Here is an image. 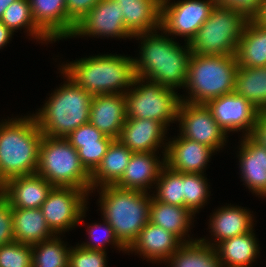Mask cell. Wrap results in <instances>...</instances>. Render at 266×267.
<instances>
[{
    "instance_id": "cell-1",
    "label": "cell",
    "mask_w": 266,
    "mask_h": 267,
    "mask_svg": "<svg viewBox=\"0 0 266 267\" xmlns=\"http://www.w3.org/2000/svg\"><path fill=\"white\" fill-rule=\"evenodd\" d=\"M156 31L135 34L141 41L140 57L133 58L135 77L157 82L172 89L185 88L189 60L192 55L189 43L184 47L167 33ZM157 33V34H156Z\"/></svg>"
},
{
    "instance_id": "cell-2",
    "label": "cell",
    "mask_w": 266,
    "mask_h": 267,
    "mask_svg": "<svg viewBox=\"0 0 266 267\" xmlns=\"http://www.w3.org/2000/svg\"><path fill=\"white\" fill-rule=\"evenodd\" d=\"M66 78L41 109L32 114L44 136L66 138L81 125L89 123L93 95L82 89L61 68Z\"/></svg>"
},
{
    "instance_id": "cell-3",
    "label": "cell",
    "mask_w": 266,
    "mask_h": 267,
    "mask_svg": "<svg viewBox=\"0 0 266 267\" xmlns=\"http://www.w3.org/2000/svg\"><path fill=\"white\" fill-rule=\"evenodd\" d=\"M61 69L92 95L125 94L135 78L133 58L117 54L81 58Z\"/></svg>"
},
{
    "instance_id": "cell-4",
    "label": "cell",
    "mask_w": 266,
    "mask_h": 267,
    "mask_svg": "<svg viewBox=\"0 0 266 267\" xmlns=\"http://www.w3.org/2000/svg\"><path fill=\"white\" fill-rule=\"evenodd\" d=\"M42 138L33 115L0 122V173L6 181L36 173Z\"/></svg>"
},
{
    "instance_id": "cell-5",
    "label": "cell",
    "mask_w": 266,
    "mask_h": 267,
    "mask_svg": "<svg viewBox=\"0 0 266 267\" xmlns=\"http://www.w3.org/2000/svg\"><path fill=\"white\" fill-rule=\"evenodd\" d=\"M99 205L103 218L113 228L119 242L128 249L149 222L152 196L148 192L101 186Z\"/></svg>"
},
{
    "instance_id": "cell-6",
    "label": "cell",
    "mask_w": 266,
    "mask_h": 267,
    "mask_svg": "<svg viewBox=\"0 0 266 267\" xmlns=\"http://www.w3.org/2000/svg\"><path fill=\"white\" fill-rule=\"evenodd\" d=\"M237 68L236 55L192 54L185 85L190 95L181 96V101L205 104L213 98L234 92Z\"/></svg>"
},
{
    "instance_id": "cell-7",
    "label": "cell",
    "mask_w": 266,
    "mask_h": 267,
    "mask_svg": "<svg viewBox=\"0 0 266 267\" xmlns=\"http://www.w3.org/2000/svg\"><path fill=\"white\" fill-rule=\"evenodd\" d=\"M36 173L53 186L79 188L91 194L90 173L66 138L43 135Z\"/></svg>"
},
{
    "instance_id": "cell-8",
    "label": "cell",
    "mask_w": 266,
    "mask_h": 267,
    "mask_svg": "<svg viewBox=\"0 0 266 267\" xmlns=\"http://www.w3.org/2000/svg\"><path fill=\"white\" fill-rule=\"evenodd\" d=\"M145 81L144 78L135 77L131 88L125 93L126 119L156 120L167 128L176 121L181 95H177L175 89Z\"/></svg>"
},
{
    "instance_id": "cell-9",
    "label": "cell",
    "mask_w": 266,
    "mask_h": 267,
    "mask_svg": "<svg viewBox=\"0 0 266 267\" xmlns=\"http://www.w3.org/2000/svg\"><path fill=\"white\" fill-rule=\"evenodd\" d=\"M246 20L229 8H213L209 18L190 40L192 54L236 55Z\"/></svg>"
},
{
    "instance_id": "cell-10",
    "label": "cell",
    "mask_w": 266,
    "mask_h": 267,
    "mask_svg": "<svg viewBox=\"0 0 266 267\" xmlns=\"http://www.w3.org/2000/svg\"><path fill=\"white\" fill-rule=\"evenodd\" d=\"M88 195L79 188L53 186L40 209L55 235H61L83 222Z\"/></svg>"
},
{
    "instance_id": "cell-11",
    "label": "cell",
    "mask_w": 266,
    "mask_h": 267,
    "mask_svg": "<svg viewBox=\"0 0 266 267\" xmlns=\"http://www.w3.org/2000/svg\"><path fill=\"white\" fill-rule=\"evenodd\" d=\"M213 8L212 0H161L160 29L170 36L186 37L184 41L189 43Z\"/></svg>"
},
{
    "instance_id": "cell-12",
    "label": "cell",
    "mask_w": 266,
    "mask_h": 267,
    "mask_svg": "<svg viewBox=\"0 0 266 267\" xmlns=\"http://www.w3.org/2000/svg\"><path fill=\"white\" fill-rule=\"evenodd\" d=\"M176 121L180 122L179 135L211 147L216 153L227 141V134L215 121L205 104L181 101Z\"/></svg>"
},
{
    "instance_id": "cell-13",
    "label": "cell",
    "mask_w": 266,
    "mask_h": 267,
    "mask_svg": "<svg viewBox=\"0 0 266 267\" xmlns=\"http://www.w3.org/2000/svg\"><path fill=\"white\" fill-rule=\"evenodd\" d=\"M213 118L227 134L242 130L243 136L252 134L260 110L235 91L205 103Z\"/></svg>"
},
{
    "instance_id": "cell-14",
    "label": "cell",
    "mask_w": 266,
    "mask_h": 267,
    "mask_svg": "<svg viewBox=\"0 0 266 267\" xmlns=\"http://www.w3.org/2000/svg\"><path fill=\"white\" fill-rule=\"evenodd\" d=\"M123 11L114 0H100L75 26L70 36L133 38L125 28Z\"/></svg>"
},
{
    "instance_id": "cell-15",
    "label": "cell",
    "mask_w": 266,
    "mask_h": 267,
    "mask_svg": "<svg viewBox=\"0 0 266 267\" xmlns=\"http://www.w3.org/2000/svg\"><path fill=\"white\" fill-rule=\"evenodd\" d=\"M167 128L160 122L150 119H126L118 140L133 153L158 152L162 148L165 157ZM162 144V145H161Z\"/></svg>"
},
{
    "instance_id": "cell-16",
    "label": "cell",
    "mask_w": 266,
    "mask_h": 267,
    "mask_svg": "<svg viewBox=\"0 0 266 267\" xmlns=\"http://www.w3.org/2000/svg\"><path fill=\"white\" fill-rule=\"evenodd\" d=\"M167 142L165 165L182 173L204 174V169L216 151L181 135Z\"/></svg>"
},
{
    "instance_id": "cell-17",
    "label": "cell",
    "mask_w": 266,
    "mask_h": 267,
    "mask_svg": "<svg viewBox=\"0 0 266 267\" xmlns=\"http://www.w3.org/2000/svg\"><path fill=\"white\" fill-rule=\"evenodd\" d=\"M126 121L125 94L93 95L89 123L104 135L118 139Z\"/></svg>"
},
{
    "instance_id": "cell-18",
    "label": "cell",
    "mask_w": 266,
    "mask_h": 267,
    "mask_svg": "<svg viewBox=\"0 0 266 267\" xmlns=\"http://www.w3.org/2000/svg\"><path fill=\"white\" fill-rule=\"evenodd\" d=\"M183 244V242L171 232L166 231L151 222H148L138 234L136 240L127 249V252H135L143 258L154 262H165ZM130 251V252H129Z\"/></svg>"
},
{
    "instance_id": "cell-19",
    "label": "cell",
    "mask_w": 266,
    "mask_h": 267,
    "mask_svg": "<svg viewBox=\"0 0 266 267\" xmlns=\"http://www.w3.org/2000/svg\"><path fill=\"white\" fill-rule=\"evenodd\" d=\"M52 188L44 177L34 173L8 179L2 196L12 208L36 209L42 206Z\"/></svg>"
},
{
    "instance_id": "cell-20",
    "label": "cell",
    "mask_w": 266,
    "mask_h": 267,
    "mask_svg": "<svg viewBox=\"0 0 266 267\" xmlns=\"http://www.w3.org/2000/svg\"><path fill=\"white\" fill-rule=\"evenodd\" d=\"M239 146L240 176L244 185L259 197H266V148L250 135L242 136Z\"/></svg>"
},
{
    "instance_id": "cell-21",
    "label": "cell",
    "mask_w": 266,
    "mask_h": 267,
    "mask_svg": "<svg viewBox=\"0 0 266 267\" xmlns=\"http://www.w3.org/2000/svg\"><path fill=\"white\" fill-rule=\"evenodd\" d=\"M212 215L209 221V229H211L212 237L215 238H213L215 243H211L205 238H200V240L213 247L225 239L253 230L254 219L249 209L228 204V206L218 208Z\"/></svg>"
},
{
    "instance_id": "cell-22",
    "label": "cell",
    "mask_w": 266,
    "mask_h": 267,
    "mask_svg": "<svg viewBox=\"0 0 266 267\" xmlns=\"http://www.w3.org/2000/svg\"><path fill=\"white\" fill-rule=\"evenodd\" d=\"M155 153H133L123 176L115 185L123 189L148 192L156 184L165 165V158L160 161Z\"/></svg>"
},
{
    "instance_id": "cell-23",
    "label": "cell",
    "mask_w": 266,
    "mask_h": 267,
    "mask_svg": "<svg viewBox=\"0 0 266 267\" xmlns=\"http://www.w3.org/2000/svg\"><path fill=\"white\" fill-rule=\"evenodd\" d=\"M123 11L125 28L134 36L160 30L161 0H114Z\"/></svg>"
},
{
    "instance_id": "cell-24",
    "label": "cell",
    "mask_w": 266,
    "mask_h": 267,
    "mask_svg": "<svg viewBox=\"0 0 266 267\" xmlns=\"http://www.w3.org/2000/svg\"><path fill=\"white\" fill-rule=\"evenodd\" d=\"M36 25L52 40L67 39L66 0H29Z\"/></svg>"
},
{
    "instance_id": "cell-25",
    "label": "cell",
    "mask_w": 266,
    "mask_h": 267,
    "mask_svg": "<svg viewBox=\"0 0 266 267\" xmlns=\"http://www.w3.org/2000/svg\"><path fill=\"white\" fill-rule=\"evenodd\" d=\"M132 154L118 139H114L101 163L90 174L91 192L101 186L115 185L123 176Z\"/></svg>"
},
{
    "instance_id": "cell-26",
    "label": "cell",
    "mask_w": 266,
    "mask_h": 267,
    "mask_svg": "<svg viewBox=\"0 0 266 267\" xmlns=\"http://www.w3.org/2000/svg\"><path fill=\"white\" fill-rule=\"evenodd\" d=\"M193 216L195 217L186 207L162 203L152 196L149 222L175 234L183 243L194 241L185 238L193 224Z\"/></svg>"
},
{
    "instance_id": "cell-27",
    "label": "cell",
    "mask_w": 266,
    "mask_h": 267,
    "mask_svg": "<svg viewBox=\"0 0 266 267\" xmlns=\"http://www.w3.org/2000/svg\"><path fill=\"white\" fill-rule=\"evenodd\" d=\"M14 241L33 245L52 238L55 234L47 226L40 208H12Z\"/></svg>"
},
{
    "instance_id": "cell-28",
    "label": "cell",
    "mask_w": 266,
    "mask_h": 267,
    "mask_svg": "<svg viewBox=\"0 0 266 267\" xmlns=\"http://www.w3.org/2000/svg\"><path fill=\"white\" fill-rule=\"evenodd\" d=\"M254 230L225 239L215 246L222 267H251L259 252Z\"/></svg>"
},
{
    "instance_id": "cell-29",
    "label": "cell",
    "mask_w": 266,
    "mask_h": 267,
    "mask_svg": "<svg viewBox=\"0 0 266 267\" xmlns=\"http://www.w3.org/2000/svg\"><path fill=\"white\" fill-rule=\"evenodd\" d=\"M240 67L255 68L266 66V27L247 21L236 51Z\"/></svg>"
},
{
    "instance_id": "cell-30",
    "label": "cell",
    "mask_w": 266,
    "mask_h": 267,
    "mask_svg": "<svg viewBox=\"0 0 266 267\" xmlns=\"http://www.w3.org/2000/svg\"><path fill=\"white\" fill-rule=\"evenodd\" d=\"M166 262L171 267H222L215 247L200 239L183 243Z\"/></svg>"
},
{
    "instance_id": "cell-31",
    "label": "cell",
    "mask_w": 266,
    "mask_h": 267,
    "mask_svg": "<svg viewBox=\"0 0 266 267\" xmlns=\"http://www.w3.org/2000/svg\"><path fill=\"white\" fill-rule=\"evenodd\" d=\"M234 91L260 111H266V66L255 68L238 66Z\"/></svg>"
},
{
    "instance_id": "cell-32",
    "label": "cell",
    "mask_w": 266,
    "mask_h": 267,
    "mask_svg": "<svg viewBox=\"0 0 266 267\" xmlns=\"http://www.w3.org/2000/svg\"><path fill=\"white\" fill-rule=\"evenodd\" d=\"M1 22L13 33L26 28L28 35L37 41L52 42V40L36 25L31 12L29 0H16L5 9Z\"/></svg>"
},
{
    "instance_id": "cell-33",
    "label": "cell",
    "mask_w": 266,
    "mask_h": 267,
    "mask_svg": "<svg viewBox=\"0 0 266 267\" xmlns=\"http://www.w3.org/2000/svg\"><path fill=\"white\" fill-rule=\"evenodd\" d=\"M59 235L32 245V267H68L69 251Z\"/></svg>"
},
{
    "instance_id": "cell-34",
    "label": "cell",
    "mask_w": 266,
    "mask_h": 267,
    "mask_svg": "<svg viewBox=\"0 0 266 267\" xmlns=\"http://www.w3.org/2000/svg\"><path fill=\"white\" fill-rule=\"evenodd\" d=\"M153 197L162 203L184 207V173L164 165L158 176Z\"/></svg>"
},
{
    "instance_id": "cell-35",
    "label": "cell",
    "mask_w": 266,
    "mask_h": 267,
    "mask_svg": "<svg viewBox=\"0 0 266 267\" xmlns=\"http://www.w3.org/2000/svg\"><path fill=\"white\" fill-rule=\"evenodd\" d=\"M200 173H184V207L194 215L204 207L210 196L207 178Z\"/></svg>"
},
{
    "instance_id": "cell-36",
    "label": "cell",
    "mask_w": 266,
    "mask_h": 267,
    "mask_svg": "<svg viewBox=\"0 0 266 267\" xmlns=\"http://www.w3.org/2000/svg\"><path fill=\"white\" fill-rule=\"evenodd\" d=\"M102 220L103 225L100 223H94L93 225H89V227L87 226V233L89 237L88 239L90 240L83 242L80 246L89 250L105 252V246L107 245V243H110V245L112 244L113 246L118 248L117 250L127 252V249L119 242V240L115 236L113 228L110 226V224L104 218Z\"/></svg>"
},
{
    "instance_id": "cell-37",
    "label": "cell",
    "mask_w": 266,
    "mask_h": 267,
    "mask_svg": "<svg viewBox=\"0 0 266 267\" xmlns=\"http://www.w3.org/2000/svg\"><path fill=\"white\" fill-rule=\"evenodd\" d=\"M0 267H32V245L14 241L0 246Z\"/></svg>"
},
{
    "instance_id": "cell-38",
    "label": "cell",
    "mask_w": 266,
    "mask_h": 267,
    "mask_svg": "<svg viewBox=\"0 0 266 267\" xmlns=\"http://www.w3.org/2000/svg\"><path fill=\"white\" fill-rule=\"evenodd\" d=\"M66 139L77 151L83 146L110 145L114 140L104 135L90 123L81 125L71 132Z\"/></svg>"
},
{
    "instance_id": "cell-39",
    "label": "cell",
    "mask_w": 266,
    "mask_h": 267,
    "mask_svg": "<svg viewBox=\"0 0 266 267\" xmlns=\"http://www.w3.org/2000/svg\"><path fill=\"white\" fill-rule=\"evenodd\" d=\"M106 253L85 249L78 244L69 251L68 267H107Z\"/></svg>"
},
{
    "instance_id": "cell-40",
    "label": "cell",
    "mask_w": 266,
    "mask_h": 267,
    "mask_svg": "<svg viewBox=\"0 0 266 267\" xmlns=\"http://www.w3.org/2000/svg\"><path fill=\"white\" fill-rule=\"evenodd\" d=\"M100 0H66L67 38L73 34L75 26Z\"/></svg>"
},
{
    "instance_id": "cell-41",
    "label": "cell",
    "mask_w": 266,
    "mask_h": 267,
    "mask_svg": "<svg viewBox=\"0 0 266 267\" xmlns=\"http://www.w3.org/2000/svg\"><path fill=\"white\" fill-rule=\"evenodd\" d=\"M215 8H229L239 13L246 21H253L259 14L262 0H212Z\"/></svg>"
},
{
    "instance_id": "cell-42",
    "label": "cell",
    "mask_w": 266,
    "mask_h": 267,
    "mask_svg": "<svg viewBox=\"0 0 266 267\" xmlns=\"http://www.w3.org/2000/svg\"><path fill=\"white\" fill-rule=\"evenodd\" d=\"M110 145L83 146L78 150L81 164L91 174L101 163Z\"/></svg>"
},
{
    "instance_id": "cell-43",
    "label": "cell",
    "mask_w": 266,
    "mask_h": 267,
    "mask_svg": "<svg viewBox=\"0 0 266 267\" xmlns=\"http://www.w3.org/2000/svg\"><path fill=\"white\" fill-rule=\"evenodd\" d=\"M14 242L12 225V207L0 195V246Z\"/></svg>"
},
{
    "instance_id": "cell-44",
    "label": "cell",
    "mask_w": 266,
    "mask_h": 267,
    "mask_svg": "<svg viewBox=\"0 0 266 267\" xmlns=\"http://www.w3.org/2000/svg\"><path fill=\"white\" fill-rule=\"evenodd\" d=\"M257 143L266 148V111L258 115L253 132L250 135Z\"/></svg>"
},
{
    "instance_id": "cell-45",
    "label": "cell",
    "mask_w": 266,
    "mask_h": 267,
    "mask_svg": "<svg viewBox=\"0 0 266 267\" xmlns=\"http://www.w3.org/2000/svg\"><path fill=\"white\" fill-rule=\"evenodd\" d=\"M12 35L13 32L0 21V49L9 43Z\"/></svg>"
},
{
    "instance_id": "cell-46",
    "label": "cell",
    "mask_w": 266,
    "mask_h": 267,
    "mask_svg": "<svg viewBox=\"0 0 266 267\" xmlns=\"http://www.w3.org/2000/svg\"><path fill=\"white\" fill-rule=\"evenodd\" d=\"M258 26L266 27V0H262L259 14L253 19Z\"/></svg>"
},
{
    "instance_id": "cell-47",
    "label": "cell",
    "mask_w": 266,
    "mask_h": 267,
    "mask_svg": "<svg viewBox=\"0 0 266 267\" xmlns=\"http://www.w3.org/2000/svg\"><path fill=\"white\" fill-rule=\"evenodd\" d=\"M15 1L16 0H0V21L2 19L5 9H7L8 6Z\"/></svg>"
},
{
    "instance_id": "cell-48",
    "label": "cell",
    "mask_w": 266,
    "mask_h": 267,
    "mask_svg": "<svg viewBox=\"0 0 266 267\" xmlns=\"http://www.w3.org/2000/svg\"><path fill=\"white\" fill-rule=\"evenodd\" d=\"M5 187H6V180L3 178V176L0 173V195L4 193Z\"/></svg>"
}]
</instances>
